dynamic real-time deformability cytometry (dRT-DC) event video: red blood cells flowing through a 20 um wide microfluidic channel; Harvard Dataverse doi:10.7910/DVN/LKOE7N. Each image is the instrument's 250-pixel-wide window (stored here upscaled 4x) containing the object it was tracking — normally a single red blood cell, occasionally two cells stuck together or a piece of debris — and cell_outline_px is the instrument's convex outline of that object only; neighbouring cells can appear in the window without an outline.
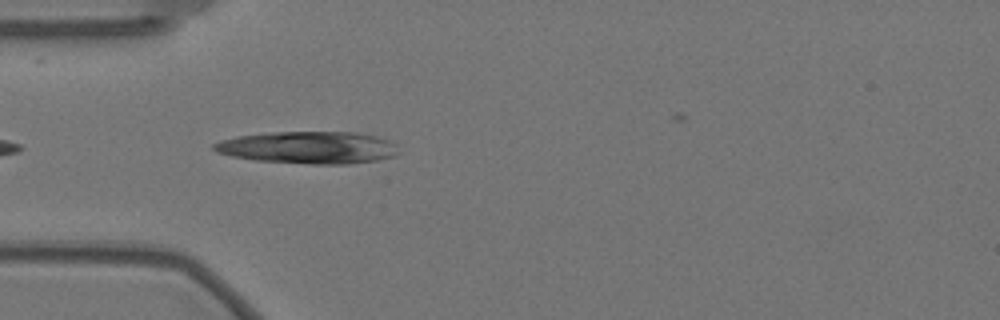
{"species": "Egyptian fruit bat (a non-hibernating species)", "species_latin": "Rousettus aegyptiacus", "temperature_condition": "warm", "stored_images_in_passage": 43, "camera_frame_rate_fps": 3000, "um_per_image_px": 0.085, "animal": {"sex": "female"}, "frame": {"image": 1, "passage_image": 3, "time_ms": 0.667, "image_size_px": [1000, 320], "cell_outline_px": [[400, 152], [396, 156], [376, 160], [348, 164], [312, 164], [256, 160], [232, 156], [216, 152], [212, 148], [212, 144], [220, 140], [236, 136], [268, 132], [356, 132], [376, 136], [388, 140], [396, 144]], "centroid_in_image_um": [26.22, 12.53], "position_along_channel_um": 58.8, "area_um2": 34.91}}